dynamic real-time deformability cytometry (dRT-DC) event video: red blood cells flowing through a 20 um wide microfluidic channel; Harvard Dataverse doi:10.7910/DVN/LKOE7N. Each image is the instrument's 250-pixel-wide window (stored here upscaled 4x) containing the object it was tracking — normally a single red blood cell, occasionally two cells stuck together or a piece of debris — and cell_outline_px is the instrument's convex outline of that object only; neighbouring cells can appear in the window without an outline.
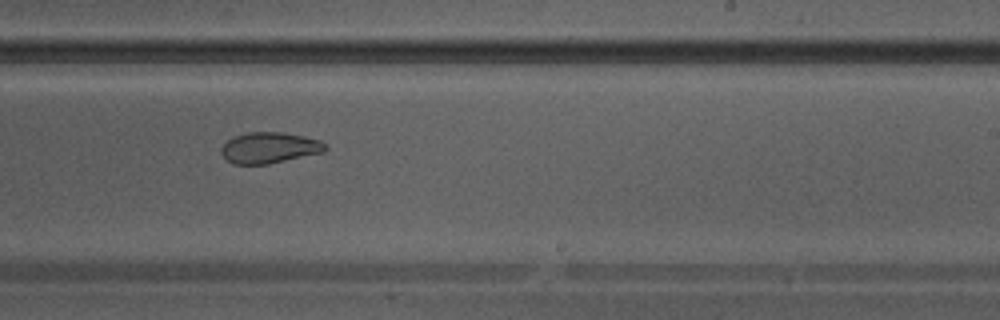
{"species": "Egyptian fruit bat (a non-hibernating species)", "species_latin": "Rousettus aegyptiacus", "temperature_condition": "warm", "stored_images_in_passage": 34, "camera_frame_rate_fps": 3000, "um_per_image_px": 0.085, "animal": {"sex": "male"}, "frame": {"image": 1, "passage_image": 24, "time_ms": 7.667, "image_size_px": [1000, 320], "cell_outline_px": [[328, 148], [320, 152], [268, 164], [232, 164], [220, 152], [220, 148], [228, 140], [236, 136], [248, 132], [284, 132], [304, 136], [320, 140]], "centroid_in_image_um": [22.87, 12.55], "position_along_channel_um": 266.1, "area_um2": 18.5}}